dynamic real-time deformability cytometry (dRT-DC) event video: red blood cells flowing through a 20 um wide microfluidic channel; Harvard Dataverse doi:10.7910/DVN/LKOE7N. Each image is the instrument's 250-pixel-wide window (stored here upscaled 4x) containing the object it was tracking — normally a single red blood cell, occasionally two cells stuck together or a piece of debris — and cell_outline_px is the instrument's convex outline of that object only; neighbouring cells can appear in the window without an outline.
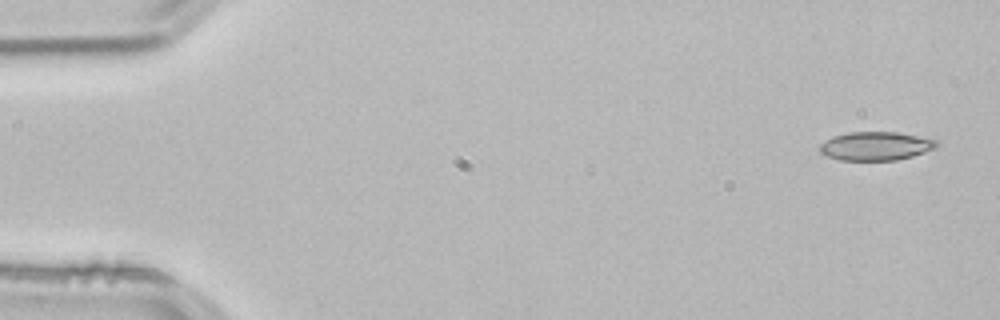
{"species": "common noctule bat (a hibernating species)", "species_latin": "Nyctalus noctula", "temperature_condition": "room temperature", "stored_images_in_passage": 51, "camera_frame_rate_fps": 3000, "um_per_image_px": 0.085, "animal": {"sex": "male", "body_mass_g": 21.5, "forearm_length_mm": 52.0}, "frame": {"image": 1, "passage_image": 1, "time_ms": 0.0, "image_size_px": [1000, 320], "cell_outline_px": [[940, 144], [936, 148], [912, 156], [896, 160], [840, 160], [828, 156], [820, 152], [816, 148], [820, 144], [832, 136], [848, 132], [896, 132], [936, 140]], "centroid_in_image_um": [74.4, 12.41], "position_along_channel_um": 10.6, "area_um2": 19.48}}
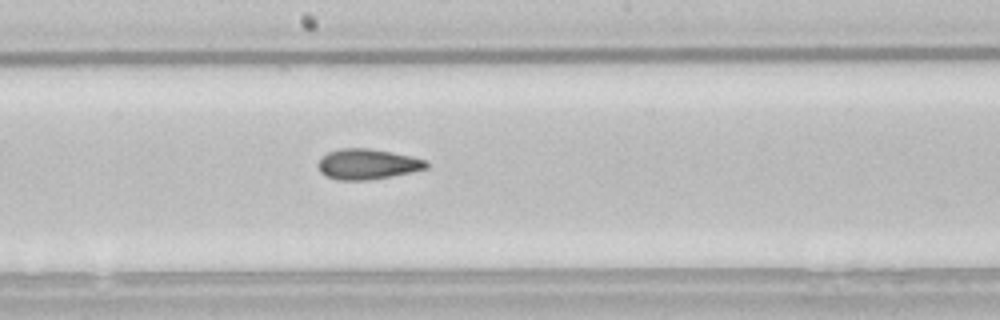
{"frame": {"image": 2, "passage_image": 27, "time_ms": 8.667, "image_size_px": [1000, 320], "cell_outline_px": [[428, 168], [412, 172], [392, 176], [368, 180], [336, 180], [320, 172], [316, 164], [320, 156], [328, 152], [340, 148], [368, 148], [392, 152], [412, 156], [428, 160]], "centroid_in_image_um": [31.22, 13.94], "position_along_channel_um": 217.0, "area_um2": 19.48}}
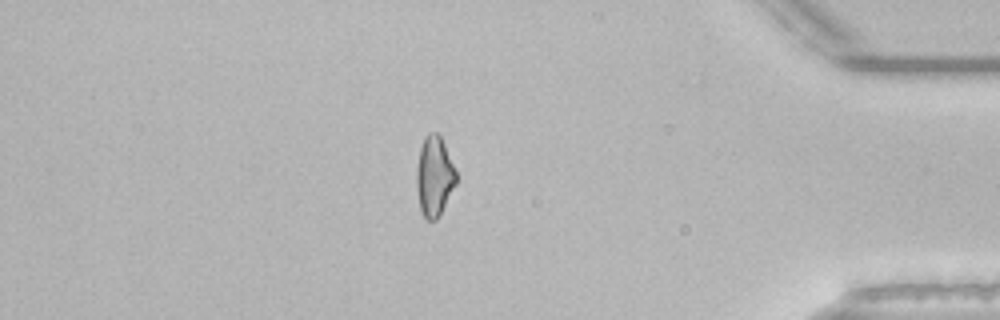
{"frame": {"image": 3, "passage_image": 44, "time_ms": 14.333, "image_size_px": [1000, 320], "cell_outline_px": [[456, 184], [440, 216], [436, 220], [428, 220], [424, 216], [420, 208], [416, 188], [416, 168], [420, 148], [428, 132], [436, 132], [440, 136], [444, 144], [456, 172]], "centroid_in_image_um": [36.91, 15.01], "position_along_channel_um": 398.3, "area_um2": 18.38}, "authors_computed_cell_mechanics": {"area_um2": 19.2474, "velocity_mm_per_s": 3.858, "shape_relaxation_time_tau1_ms": null, "shape_relaxation_time_tau2_ms": 4.3161, "deformation_change_tau1": null, "deformation_change_tau2": 0.1149}}